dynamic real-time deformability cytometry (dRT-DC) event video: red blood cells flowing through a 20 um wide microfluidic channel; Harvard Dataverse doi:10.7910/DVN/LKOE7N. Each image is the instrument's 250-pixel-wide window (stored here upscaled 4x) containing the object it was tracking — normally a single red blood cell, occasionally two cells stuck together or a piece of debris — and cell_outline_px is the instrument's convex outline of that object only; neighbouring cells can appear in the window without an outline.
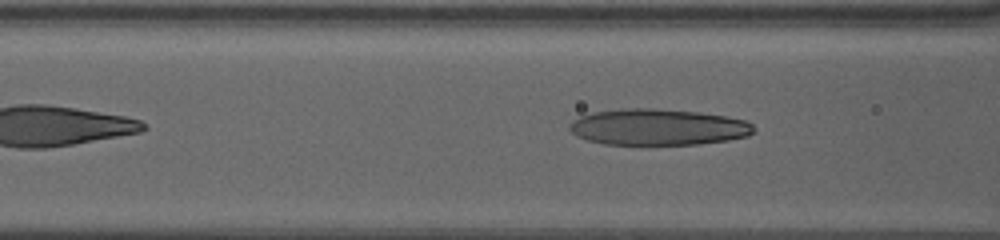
{"species": "human", "species_latin": "Homo sapiens", "temperature_condition": "warm", "stored_images_in_passage": 13, "camera_frame_rate_fps": 3000, "um_per_image_px": 0.085, "donor": {"sex": "female"}, "frame": {"image": 1, "passage_image": 10, "time_ms": 3.0, "image_size_px": [1000, 240], "cell_outline_px": [[756, 132], [748, 136], [728, 140], [700, 144], [604, 144], [588, 140], [576, 136], [568, 128], [568, 124], [572, 120], [580, 116], [592, 112], [632, 108], [648, 108], [696, 112], [724, 116], [744, 120], [752, 124], [756, 128]], "centroid_in_image_um": [55.93, 10.81], "position_along_channel_um": 110.7, "area_um2": 38.84}}